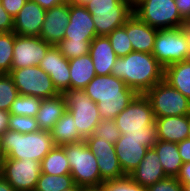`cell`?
Listing matches in <instances>:
<instances>
[{"label":"cell","instance_id":"7dc6e473","mask_svg":"<svg viewBox=\"0 0 190 191\" xmlns=\"http://www.w3.org/2000/svg\"><path fill=\"white\" fill-rule=\"evenodd\" d=\"M9 111L0 110V135L3 134L9 127Z\"/></svg>","mask_w":190,"mask_h":191},{"label":"cell","instance_id":"8d00e7d4","mask_svg":"<svg viewBox=\"0 0 190 191\" xmlns=\"http://www.w3.org/2000/svg\"><path fill=\"white\" fill-rule=\"evenodd\" d=\"M93 135L97 138H105L111 144H115L121 137V131L116 126L114 120H100Z\"/></svg>","mask_w":190,"mask_h":191},{"label":"cell","instance_id":"d4e9b609","mask_svg":"<svg viewBox=\"0 0 190 191\" xmlns=\"http://www.w3.org/2000/svg\"><path fill=\"white\" fill-rule=\"evenodd\" d=\"M153 149L156 151L160 163L167 177H177L183 165L178 146L175 142L157 140Z\"/></svg>","mask_w":190,"mask_h":191},{"label":"cell","instance_id":"cb8c5ba5","mask_svg":"<svg viewBox=\"0 0 190 191\" xmlns=\"http://www.w3.org/2000/svg\"><path fill=\"white\" fill-rule=\"evenodd\" d=\"M70 89L84 90L96 76L93 60L90 54L69 60Z\"/></svg>","mask_w":190,"mask_h":191},{"label":"cell","instance_id":"2e32d148","mask_svg":"<svg viewBox=\"0 0 190 191\" xmlns=\"http://www.w3.org/2000/svg\"><path fill=\"white\" fill-rule=\"evenodd\" d=\"M96 36L95 25L88 8L69 3V24L66 26L64 39L93 40Z\"/></svg>","mask_w":190,"mask_h":191},{"label":"cell","instance_id":"f907efd6","mask_svg":"<svg viewBox=\"0 0 190 191\" xmlns=\"http://www.w3.org/2000/svg\"><path fill=\"white\" fill-rule=\"evenodd\" d=\"M81 191H106L103 184L97 186H84L81 187Z\"/></svg>","mask_w":190,"mask_h":191},{"label":"cell","instance_id":"83f0119b","mask_svg":"<svg viewBox=\"0 0 190 191\" xmlns=\"http://www.w3.org/2000/svg\"><path fill=\"white\" fill-rule=\"evenodd\" d=\"M41 172L51 175L70 174V165L62 146H55L41 160Z\"/></svg>","mask_w":190,"mask_h":191},{"label":"cell","instance_id":"6f0895ef","mask_svg":"<svg viewBox=\"0 0 190 191\" xmlns=\"http://www.w3.org/2000/svg\"><path fill=\"white\" fill-rule=\"evenodd\" d=\"M189 38H190V24H188Z\"/></svg>","mask_w":190,"mask_h":191},{"label":"cell","instance_id":"f1b7e54d","mask_svg":"<svg viewBox=\"0 0 190 191\" xmlns=\"http://www.w3.org/2000/svg\"><path fill=\"white\" fill-rule=\"evenodd\" d=\"M97 158V165L101 174V179L118 180L126 177L118 161L116 153L94 154Z\"/></svg>","mask_w":190,"mask_h":191},{"label":"cell","instance_id":"e0dca14e","mask_svg":"<svg viewBox=\"0 0 190 191\" xmlns=\"http://www.w3.org/2000/svg\"><path fill=\"white\" fill-rule=\"evenodd\" d=\"M69 24V3H63L46 10L45 20L39 37L45 42L56 46L65 35Z\"/></svg>","mask_w":190,"mask_h":191},{"label":"cell","instance_id":"ee69618b","mask_svg":"<svg viewBox=\"0 0 190 191\" xmlns=\"http://www.w3.org/2000/svg\"><path fill=\"white\" fill-rule=\"evenodd\" d=\"M177 146L182 162H190V139L187 138L181 142H178Z\"/></svg>","mask_w":190,"mask_h":191},{"label":"cell","instance_id":"b9f144b4","mask_svg":"<svg viewBox=\"0 0 190 191\" xmlns=\"http://www.w3.org/2000/svg\"><path fill=\"white\" fill-rule=\"evenodd\" d=\"M14 19L8 14L0 4V33L12 32Z\"/></svg>","mask_w":190,"mask_h":191},{"label":"cell","instance_id":"d6986e66","mask_svg":"<svg viewBox=\"0 0 190 191\" xmlns=\"http://www.w3.org/2000/svg\"><path fill=\"white\" fill-rule=\"evenodd\" d=\"M126 33L133 51L152 53L158 29L142 22L134 13L126 21Z\"/></svg>","mask_w":190,"mask_h":191},{"label":"cell","instance_id":"f546056e","mask_svg":"<svg viewBox=\"0 0 190 191\" xmlns=\"http://www.w3.org/2000/svg\"><path fill=\"white\" fill-rule=\"evenodd\" d=\"M75 185L73 177L41 173L34 191H64Z\"/></svg>","mask_w":190,"mask_h":191},{"label":"cell","instance_id":"d590c367","mask_svg":"<svg viewBox=\"0 0 190 191\" xmlns=\"http://www.w3.org/2000/svg\"><path fill=\"white\" fill-rule=\"evenodd\" d=\"M8 122V130H13L22 134L33 133L40 130L36 117L10 114Z\"/></svg>","mask_w":190,"mask_h":191},{"label":"cell","instance_id":"11a10c76","mask_svg":"<svg viewBox=\"0 0 190 191\" xmlns=\"http://www.w3.org/2000/svg\"><path fill=\"white\" fill-rule=\"evenodd\" d=\"M129 1L132 5H134L135 3H137L139 0H127Z\"/></svg>","mask_w":190,"mask_h":191},{"label":"cell","instance_id":"4fadbf2b","mask_svg":"<svg viewBox=\"0 0 190 191\" xmlns=\"http://www.w3.org/2000/svg\"><path fill=\"white\" fill-rule=\"evenodd\" d=\"M52 45L39 36H20L15 34L11 70L39 66Z\"/></svg>","mask_w":190,"mask_h":191},{"label":"cell","instance_id":"7c38bea8","mask_svg":"<svg viewBox=\"0 0 190 191\" xmlns=\"http://www.w3.org/2000/svg\"><path fill=\"white\" fill-rule=\"evenodd\" d=\"M41 162L32 159L2 158L0 175L15 191H34L41 175Z\"/></svg>","mask_w":190,"mask_h":191},{"label":"cell","instance_id":"9f6ffc18","mask_svg":"<svg viewBox=\"0 0 190 191\" xmlns=\"http://www.w3.org/2000/svg\"><path fill=\"white\" fill-rule=\"evenodd\" d=\"M2 154H1V142H0V160L2 159Z\"/></svg>","mask_w":190,"mask_h":191},{"label":"cell","instance_id":"7bdbcfd3","mask_svg":"<svg viewBox=\"0 0 190 191\" xmlns=\"http://www.w3.org/2000/svg\"><path fill=\"white\" fill-rule=\"evenodd\" d=\"M181 17L190 24V0H175Z\"/></svg>","mask_w":190,"mask_h":191},{"label":"cell","instance_id":"7a4b0ae2","mask_svg":"<svg viewBox=\"0 0 190 191\" xmlns=\"http://www.w3.org/2000/svg\"><path fill=\"white\" fill-rule=\"evenodd\" d=\"M84 91L97 104L102 120H114L135 98L137 93L114 75H96Z\"/></svg>","mask_w":190,"mask_h":191},{"label":"cell","instance_id":"277c9868","mask_svg":"<svg viewBox=\"0 0 190 191\" xmlns=\"http://www.w3.org/2000/svg\"><path fill=\"white\" fill-rule=\"evenodd\" d=\"M152 55L164 68L190 59L188 25L172 29H158Z\"/></svg>","mask_w":190,"mask_h":191},{"label":"cell","instance_id":"8992f818","mask_svg":"<svg viewBox=\"0 0 190 191\" xmlns=\"http://www.w3.org/2000/svg\"><path fill=\"white\" fill-rule=\"evenodd\" d=\"M67 156L75 185L79 187L103 184L97 158L85 141L62 146Z\"/></svg>","mask_w":190,"mask_h":191},{"label":"cell","instance_id":"ab89813d","mask_svg":"<svg viewBox=\"0 0 190 191\" xmlns=\"http://www.w3.org/2000/svg\"><path fill=\"white\" fill-rule=\"evenodd\" d=\"M147 191H183V187L176 177H167L148 186Z\"/></svg>","mask_w":190,"mask_h":191},{"label":"cell","instance_id":"4dcf8cb0","mask_svg":"<svg viewBox=\"0 0 190 191\" xmlns=\"http://www.w3.org/2000/svg\"><path fill=\"white\" fill-rule=\"evenodd\" d=\"M42 99L30 95H18L12 103L9 113L36 117Z\"/></svg>","mask_w":190,"mask_h":191},{"label":"cell","instance_id":"816d5d0a","mask_svg":"<svg viewBox=\"0 0 190 191\" xmlns=\"http://www.w3.org/2000/svg\"><path fill=\"white\" fill-rule=\"evenodd\" d=\"M92 0H70V3L87 6Z\"/></svg>","mask_w":190,"mask_h":191},{"label":"cell","instance_id":"bcb514c9","mask_svg":"<svg viewBox=\"0 0 190 191\" xmlns=\"http://www.w3.org/2000/svg\"><path fill=\"white\" fill-rule=\"evenodd\" d=\"M39 4L43 9L48 10L54 6L63 4V3H70V0H32Z\"/></svg>","mask_w":190,"mask_h":191},{"label":"cell","instance_id":"603a6c76","mask_svg":"<svg viewBox=\"0 0 190 191\" xmlns=\"http://www.w3.org/2000/svg\"><path fill=\"white\" fill-rule=\"evenodd\" d=\"M66 111L67 106L63 94L42 99L36 116L39 129L50 131Z\"/></svg>","mask_w":190,"mask_h":191},{"label":"cell","instance_id":"8fae6325","mask_svg":"<svg viewBox=\"0 0 190 191\" xmlns=\"http://www.w3.org/2000/svg\"><path fill=\"white\" fill-rule=\"evenodd\" d=\"M19 95H30L40 99L53 98L60 93L50 76L39 66L13 69L9 73Z\"/></svg>","mask_w":190,"mask_h":191},{"label":"cell","instance_id":"52a82bcc","mask_svg":"<svg viewBox=\"0 0 190 191\" xmlns=\"http://www.w3.org/2000/svg\"><path fill=\"white\" fill-rule=\"evenodd\" d=\"M133 12L142 22L157 29L188 25L181 17L175 0H139L133 5Z\"/></svg>","mask_w":190,"mask_h":191},{"label":"cell","instance_id":"e575fe53","mask_svg":"<svg viewBox=\"0 0 190 191\" xmlns=\"http://www.w3.org/2000/svg\"><path fill=\"white\" fill-rule=\"evenodd\" d=\"M92 40L72 41L63 39L56 46L60 49L61 54L68 60L86 55L89 53Z\"/></svg>","mask_w":190,"mask_h":191},{"label":"cell","instance_id":"d6a6232c","mask_svg":"<svg viewBox=\"0 0 190 191\" xmlns=\"http://www.w3.org/2000/svg\"><path fill=\"white\" fill-rule=\"evenodd\" d=\"M107 37L117 57H124L133 51L126 33V23L122 27L114 29Z\"/></svg>","mask_w":190,"mask_h":191},{"label":"cell","instance_id":"f5cc1de1","mask_svg":"<svg viewBox=\"0 0 190 191\" xmlns=\"http://www.w3.org/2000/svg\"><path fill=\"white\" fill-rule=\"evenodd\" d=\"M183 191H190V183H181Z\"/></svg>","mask_w":190,"mask_h":191},{"label":"cell","instance_id":"836d02e7","mask_svg":"<svg viewBox=\"0 0 190 191\" xmlns=\"http://www.w3.org/2000/svg\"><path fill=\"white\" fill-rule=\"evenodd\" d=\"M19 92L9 74H0V110L9 111Z\"/></svg>","mask_w":190,"mask_h":191},{"label":"cell","instance_id":"9c48e42d","mask_svg":"<svg viewBox=\"0 0 190 191\" xmlns=\"http://www.w3.org/2000/svg\"><path fill=\"white\" fill-rule=\"evenodd\" d=\"M67 110L72 114L79 135L85 140L93 135L101 120L97 104L84 90L68 89L63 93Z\"/></svg>","mask_w":190,"mask_h":191},{"label":"cell","instance_id":"60d3db41","mask_svg":"<svg viewBox=\"0 0 190 191\" xmlns=\"http://www.w3.org/2000/svg\"><path fill=\"white\" fill-rule=\"evenodd\" d=\"M27 0H0L4 10L12 16L13 19L18 15Z\"/></svg>","mask_w":190,"mask_h":191},{"label":"cell","instance_id":"f6af8a7d","mask_svg":"<svg viewBox=\"0 0 190 191\" xmlns=\"http://www.w3.org/2000/svg\"><path fill=\"white\" fill-rule=\"evenodd\" d=\"M176 178L180 183H190V162L183 163Z\"/></svg>","mask_w":190,"mask_h":191},{"label":"cell","instance_id":"ac0fdd59","mask_svg":"<svg viewBox=\"0 0 190 191\" xmlns=\"http://www.w3.org/2000/svg\"><path fill=\"white\" fill-rule=\"evenodd\" d=\"M46 10L32 0H27L14 19L13 32L20 36H39Z\"/></svg>","mask_w":190,"mask_h":191},{"label":"cell","instance_id":"1f68e13d","mask_svg":"<svg viewBox=\"0 0 190 191\" xmlns=\"http://www.w3.org/2000/svg\"><path fill=\"white\" fill-rule=\"evenodd\" d=\"M15 33H0V74L11 71Z\"/></svg>","mask_w":190,"mask_h":191},{"label":"cell","instance_id":"44dd1931","mask_svg":"<svg viewBox=\"0 0 190 191\" xmlns=\"http://www.w3.org/2000/svg\"><path fill=\"white\" fill-rule=\"evenodd\" d=\"M157 139L169 142H181L188 138L190 115L155 118Z\"/></svg>","mask_w":190,"mask_h":191},{"label":"cell","instance_id":"74e56055","mask_svg":"<svg viewBox=\"0 0 190 191\" xmlns=\"http://www.w3.org/2000/svg\"><path fill=\"white\" fill-rule=\"evenodd\" d=\"M103 185L106 191H147L146 187L135 183L129 176L118 180L105 181Z\"/></svg>","mask_w":190,"mask_h":191},{"label":"cell","instance_id":"5bb4252c","mask_svg":"<svg viewBox=\"0 0 190 191\" xmlns=\"http://www.w3.org/2000/svg\"><path fill=\"white\" fill-rule=\"evenodd\" d=\"M157 140L126 138V135H121L114 147L121 169L126 176L138 167L148 149H153Z\"/></svg>","mask_w":190,"mask_h":191},{"label":"cell","instance_id":"4316f807","mask_svg":"<svg viewBox=\"0 0 190 191\" xmlns=\"http://www.w3.org/2000/svg\"><path fill=\"white\" fill-rule=\"evenodd\" d=\"M51 137L56 146L78 143L84 141L79 135L72 114L67 110L50 130Z\"/></svg>","mask_w":190,"mask_h":191},{"label":"cell","instance_id":"7402d4cb","mask_svg":"<svg viewBox=\"0 0 190 191\" xmlns=\"http://www.w3.org/2000/svg\"><path fill=\"white\" fill-rule=\"evenodd\" d=\"M89 54L93 60L96 75H111L118 58L107 36H96L90 44Z\"/></svg>","mask_w":190,"mask_h":191},{"label":"cell","instance_id":"ba28073f","mask_svg":"<svg viewBox=\"0 0 190 191\" xmlns=\"http://www.w3.org/2000/svg\"><path fill=\"white\" fill-rule=\"evenodd\" d=\"M114 121L121 134L157 133L155 116L150 101L144 94H137Z\"/></svg>","mask_w":190,"mask_h":191},{"label":"cell","instance_id":"5b68a950","mask_svg":"<svg viewBox=\"0 0 190 191\" xmlns=\"http://www.w3.org/2000/svg\"><path fill=\"white\" fill-rule=\"evenodd\" d=\"M92 15L97 36H107L122 27L133 15V5L127 0H92L86 6Z\"/></svg>","mask_w":190,"mask_h":191},{"label":"cell","instance_id":"ffe728a7","mask_svg":"<svg viewBox=\"0 0 190 191\" xmlns=\"http://www.w3.org/2000/svg\"><path fill=\"white\" fill-rule=\"evenodd\" d=\"M142 187L151 186L167 178L160 159L154 149H148L138 167L128 175Z\"/></svg>","mask_w":190,"mask_h":191},{"label":"cell","instance_id":"db71d44e","mask_svg":"<svg viewBox=\"0 0 190 191\" xmlns=\"http://www.w3.org/2000/svg\"><path fill=\"white\" fill-rule=\"evenodd\" d=\"M64 191H81V187L74 185L72 188H69L67 190Z\"/></svg>","mask_w":190,"mask_h":191},{"label":"cell","instance_id":"f35d334b","mask_svg":"<svg viewBox=\"0 0 190 191\" xmlns=\"http://www.w3.org/2000/svg\"><path fill=\"white\" fill-rule=\"evenodd\" d=\"M93 154L116 153L114 144H111L104 137L97 138L94 135L84 140Z\"/></svg>","mask_w":190,"mask_h":191},{"label":"cell","instance_id":"681fc988","mask_svg":"<svg viewBox=\"0 0 190 191\" xmlns=\"http://www.w3.org/2000/svg\"><path fill=\"white\" fill-rule=\"evenodd\" d=\"M0 191H15V189L0 175Z\"/></svg>","mask_w":190,"mask_h":191},{"label":"cell","instance_id":"c3c4849f","mask_svg":"<svg viewBox=\"0 0 190 191\" xmlns=\"http://www.w3.org/2000/svg\"><path fill=\"white\" fill-rule=\"evenodd\" d=\"M126 138L134 139H157V133H125Z\"/></svg>","mask_w":190,"mask_h":191},{"label":"cell","instance_id":"6da1fadb","mask_svg":"<svg viewBox=\"0 0 190 191\" xmlns=\"http://www.w3.org/2000/svg\"><path fill=\"white\" fill-rule=\"evenodd\" d=\"M111 74L123 80L137 94H145L164 80V67L152 53L132 51L116 59Z\"/></svg>","mask_w":190,"mask_h":191},{"label":"cell","instance_id":"9a60e30c","mask_svg":"<svg viewBox=\"0 0 190 191\" xmlns=\"http://www.w3.org/2000/svg\"><path fill=\"white\" fill-rule=\"evenodd\" d=\"M39 67L50 76L54 87L60 94L70 89L69 60L61 54L57 46L52 45L48 49Z\"/></svg>","mask_w":190,"mask_h":191},{"label":"cell","instance_id":"3957f363","mask_svg":"<svg viewBox=\"0 0 190 191\" xmlns=\"http://www.w3.org/2000/svg\"><path fill=\"white\" fill-rule=\"evenodd\" d=\"M3 158L41 160L56 145L50 131L39 130L33 133H19L6 130L0 135Z\"/></svg>","mask_w":190,"mask_h":191},{"label":"cell","instance_id":"484cf974","mask_svg":"<svg viewBox=\"0 0 190 191\" xmlns=\"http://www.w3.org/2000/svg\"><path fill=\"white\" fill-rule=\"evenodd\" d=\"M164 81L190 100V59L165 67Z\"/></svg>","mask_w":190,"mask_h":191},{"label":"cell","instance_id":"30bf717a","mask_svg":"<svg viewBox=\"0 0 190 191\" xmlns=\"http://www.w3.org/2000/svg\"><path fill=\"white\" fill-rule=\"evenodd\" d=\"M144 95L150 101L155 118L190 115V100L164 80Z\"/></svg>","mask_w":190,"mask_h":191}]
</instances>
